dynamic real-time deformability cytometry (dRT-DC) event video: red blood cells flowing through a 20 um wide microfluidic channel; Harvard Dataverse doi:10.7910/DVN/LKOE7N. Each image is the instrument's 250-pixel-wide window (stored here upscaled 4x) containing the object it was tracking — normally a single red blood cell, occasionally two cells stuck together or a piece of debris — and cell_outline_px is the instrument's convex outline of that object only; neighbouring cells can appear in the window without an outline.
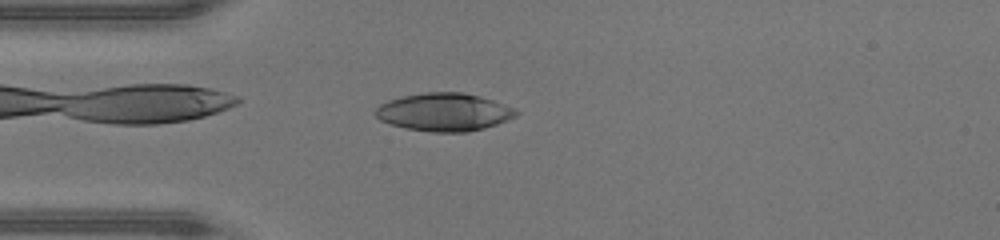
{"species": "human", "species_latin": "Homo sapiens", "temperature_condition": "warm", "stored_images_in_passage": 47, "camera_frame_rate_fps": 3000, "um_per_image_px": 0.085, "donor": {"sex": "male"}, "frame": {"image": 1, "passage_image": 13, "time_ms": 4.0, "image_size_px": [1000, 240], "cell_outline_px": [[520, 112], [516, 116], [508, 120], [484, 128], [468, 132], [432, 132], [404, 128], [380, 120], [376, 116], [376, 108], [380, 104], [388, 100], [404, 96], [428, 92], [464, 92], [480, 96], [492, 100], [512, 108]], "centroid_in_image_um": [37.75, 9.53], "position_along_channel_um": 47.3, "area_um2": 30.92}}
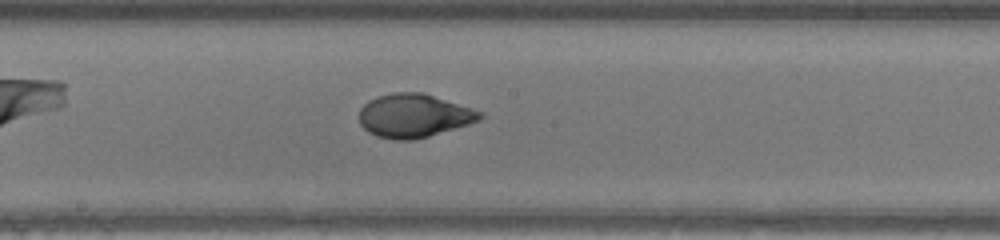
{"frame": {"image": 2, "passage_image": 25, "time_ms": 8.0, "image_size_px": [1000, 240], "cell_outline_px": [[484, 116], [480, 120], [468, 124], [428, 136], [412, 140], [396, 140], [376, 136], [368, 132], [360, 124], [360, 108], [368, 100], [376, 96], [392, 92], [424, 92], [484, 112]], "centroid_in_image_um": [35.17, 9.82], "position_along_channel_um": 213.0, "area_um2": 30.75}}
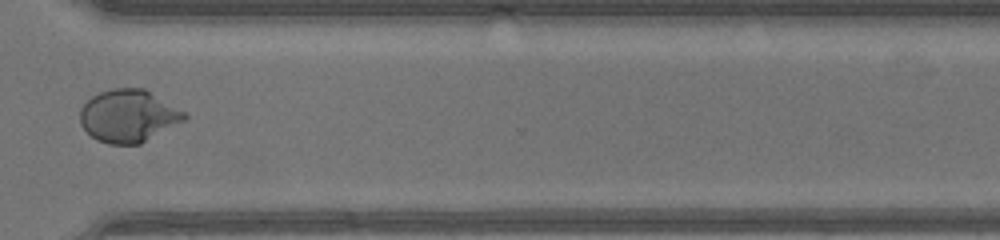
{"frame": {"image": 3, "passage_image": 35, "time_ms": 11.333, "image_size_px": [1000, 240], "cell_outline_px": [[188, 116], [184, 120], [140, 144], [108, 144], [96, 140], [80, 124], [80, 108], [92, 96], [100, 92], [112, 88], [144, 88], [188, 112]], "centroid_in_image_um": [10.93, 9.84], "position_along_channel_um": 359.7, "area_um2": 32.02}, "authors_computed_cell_mechanics": {"area_um2": 30.9808, "velocity_mm_per_s": 4.4136, "shape_relaxation_time_tau1_ms": 7.6359, "shape_relaxation_time_tau2_ms": null, "deformation_change_tau1": 0.3379, "deformation_change_tau2": null}}